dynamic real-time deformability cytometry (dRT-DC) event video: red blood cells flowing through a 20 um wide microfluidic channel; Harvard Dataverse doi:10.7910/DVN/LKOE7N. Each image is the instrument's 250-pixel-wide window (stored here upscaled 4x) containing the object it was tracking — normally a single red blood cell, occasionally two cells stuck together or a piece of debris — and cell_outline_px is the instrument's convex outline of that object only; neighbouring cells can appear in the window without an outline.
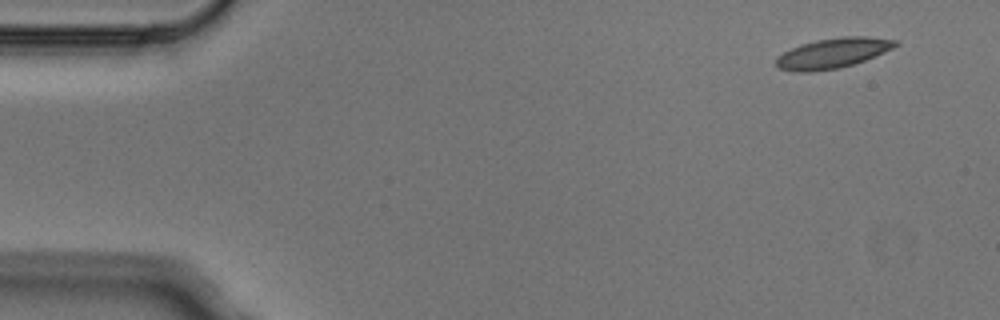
{"species": "Egyptian fruit bat (a non-hibernating species)", "species_latin": "Rousettus aegyptiacus", "temperature_condition": "cold", "stored_images_in_passage": 4, "camera_frame_rate_fps": 3000, "um_per_image_px": 0.085, "animal": {"sex": "male"}, "frame": {"image": 1, "passage_image": 1, "time_ms": 0.0, "image_size_px": [1000, 320], "cell_outline_px": [[900, 44], [884, 52], [864, 60], [840, 68], [812, 72], [796, 72], [780, 68], [776, 64], [776, 56], [800, 44], [816, 40], [840, 36], [868, 36], [900, 40]], "centroid_in_image_um": [70.81, 4.5], "position_along_channel_um": 14.2, "area_um2": 21.04}}
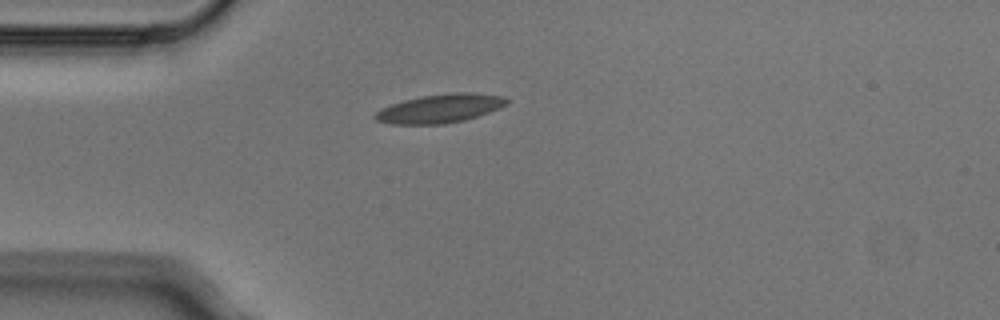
{"frame": {"image": 2, "passage_image": 3, "time_ms": 0.667, "image_size_px": [1000, 320], "cell_outline_px": [[508, 104], [500, 108], [464, 120], [444, 124], [392, 124], [376, 120], [372, 116], [380, 108], [404, 100], [424, 96], [452, 92], [468, 92], [504, 96], [508, 100]], "centroid_in_image_um": [37.4, 9.22], "position_along_channel_um": 47.6, "area_um2": 21.91}}